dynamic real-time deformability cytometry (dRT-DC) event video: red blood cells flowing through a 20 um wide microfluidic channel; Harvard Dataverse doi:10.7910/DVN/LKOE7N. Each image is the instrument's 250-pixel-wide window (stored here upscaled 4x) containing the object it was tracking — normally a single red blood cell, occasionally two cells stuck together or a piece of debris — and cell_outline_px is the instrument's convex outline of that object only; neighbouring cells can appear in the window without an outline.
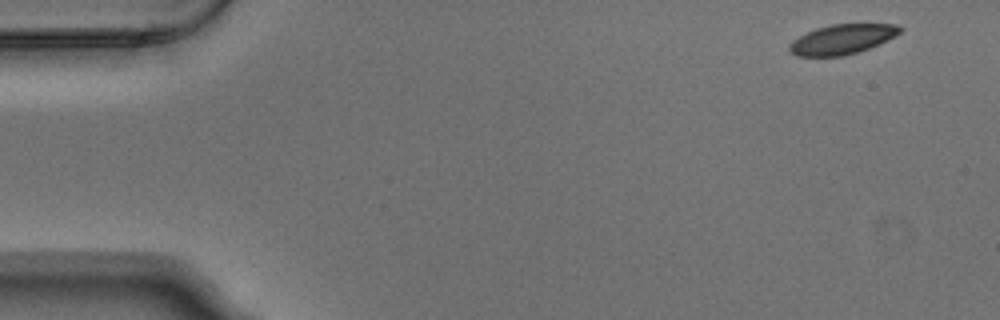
{"species": "Egyptian fruit bat (a non-hibernating species)", "species_latin": "Rousettus aegyptiacus", "temperature_condition": "warm", "stored_images_in_passage": 4, "camera_frame_rate_fps": 3000, "um_per_image_px": 0.085, "animal": {"sex": "male"}, "frame": {"image": 1, "passage_image": 1, "time_ms": 0.0, "image_size_px": [1000, 320], "cell_outline_px": [[904, 28], [900, 32], [868, 48], [856, 52], [840, 56], [796, 56], [788, 52], [788, 44], [792, 40], [816, 28], [832, 24], [896, 24]], "centroid_in_image_um": [71.5, 3.34], "position_along_channel_um": 13.5, "area_um2": 18.9}}
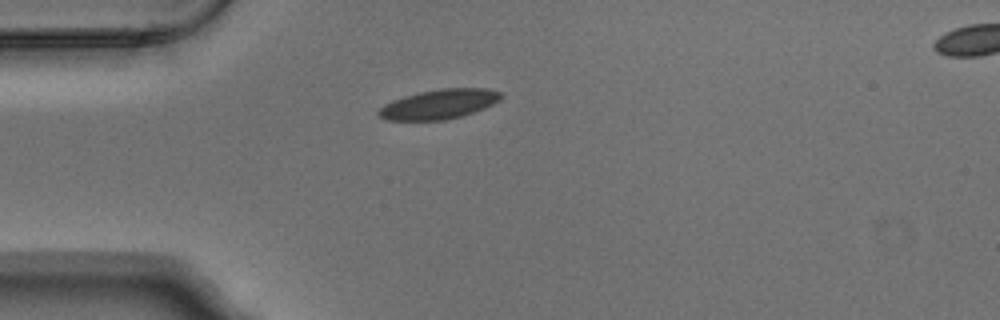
{"frame": {"image": 2, "passage_image": 4, "time_ms": 1.0, "image_size_px": [1000, 320], "cell_outline_px": [[504, 96], [500, 100], [484, 108], [460, 116], [444, 120], [388, 120], [376, 116], [376, 112], [384, 104], [392, 100], [404, 96], [420, 92], [440, 88], [488, 88], [500, 92]], "centroid_in_image_um": [37.3, 8.85], "position_along_channel_um": 47.7, "area_um2": 21.15}}